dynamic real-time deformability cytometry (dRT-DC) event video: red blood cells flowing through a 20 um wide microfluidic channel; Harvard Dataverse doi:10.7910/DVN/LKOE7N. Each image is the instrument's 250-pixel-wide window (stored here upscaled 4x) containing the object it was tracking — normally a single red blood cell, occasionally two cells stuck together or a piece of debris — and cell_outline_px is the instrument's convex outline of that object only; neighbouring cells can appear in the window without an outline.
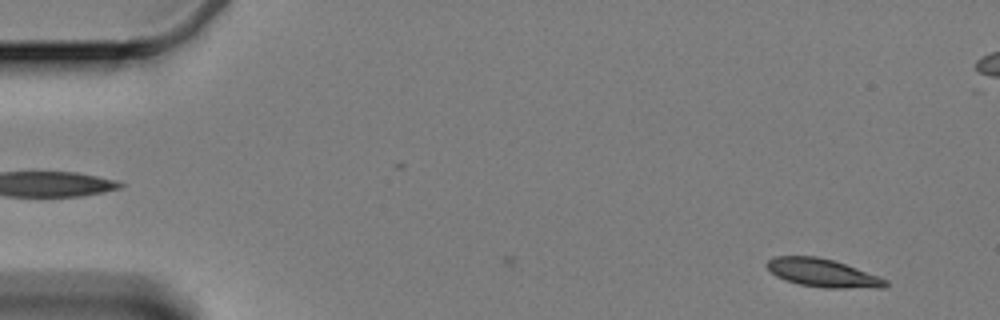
{"species": "Egyptian fruit bat (a non-hibernating species)", "species_latin": "Rousettus aegyptiacus", "temperature_condition": "cold", "stored_images_in_passage": 5, "camera_frame_rate_fps": 3000, "um_per_image_px": 0.085, "animal": {"sex": "female"}, "frame": {"image": 1, "passage_image": 5, "time_ms": 1.333, "image_size_px": [1000, 320], "cell_outline_px": [[888, 284], [884, 288], [824, 288], [800, 284], [784, 280], [776, 276], [764, 264], [772, 256], [816, 256], [832, 260], [880, 276], [888, 280]], "centroid_in_image_um": [69.93, 23.2], "position_along_channel_um": 15.1, "area_um2": 19.54}}